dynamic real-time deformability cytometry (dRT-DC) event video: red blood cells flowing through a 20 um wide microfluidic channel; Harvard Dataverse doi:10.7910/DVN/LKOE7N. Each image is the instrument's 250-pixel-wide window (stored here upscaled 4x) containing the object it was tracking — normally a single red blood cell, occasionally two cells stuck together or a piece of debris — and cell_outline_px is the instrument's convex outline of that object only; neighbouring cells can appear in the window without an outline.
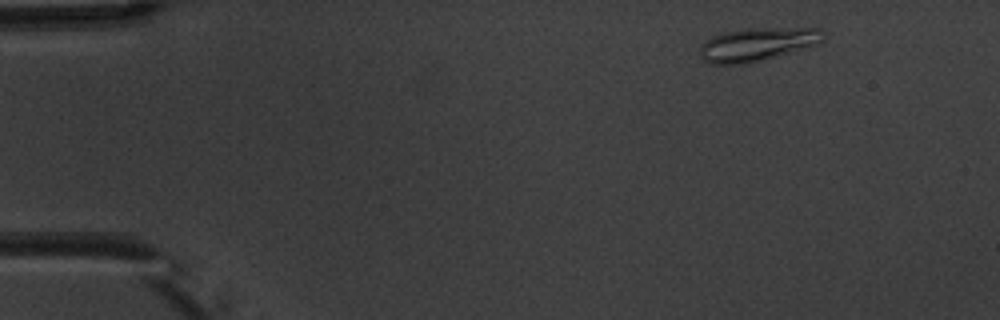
{"species": "common noctule bat (a hibernating species)", "species_latin": "Nyctalus noctula", "temperature_condition": "warm", "stored_images_in_passage": 4, "camera_frame_rate_fps": 3000, "um_per_image_px": 0.085, "animal": {"sex": "male", "body_mass_g": 20.1, "forearm_length_mm": 53.5}, "frame": {"image": 1, "passage_image": 1, "time_ms": 0.0, "image_size_px": [1000, 320], "cell_outline_px": [[824, 40], [820, 44], [744, 64], [712, 64], [704, 60], [700, 56], [700, 44], [712, 36], [720, 32], [748, 28], [820, 28], [824, 32]], "centroid_in_image_um": [64.36, 3.75], "position_along_channel_um": 20.6, "area_um2": 23.99}}
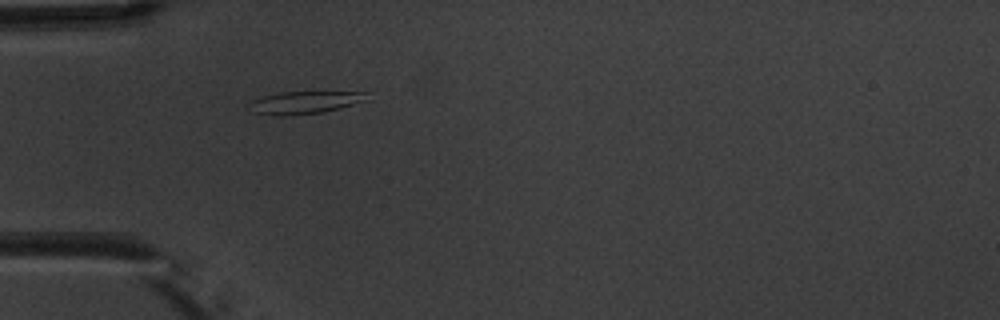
{"frame": {"image": 2, "passage_image": 4, "time_ms": 3.333, "image_size_px": [1000, 320], "cell_outline_px": [[368, 100], [324, 112], [288, 116], [272, 116], [252, 112], [248, 100], [280, 92], [368, 92]], "centroid_in_image_um": [25.85, 8.72], "position_along_channel_um": 59.1, "area_um2": 15.61}}